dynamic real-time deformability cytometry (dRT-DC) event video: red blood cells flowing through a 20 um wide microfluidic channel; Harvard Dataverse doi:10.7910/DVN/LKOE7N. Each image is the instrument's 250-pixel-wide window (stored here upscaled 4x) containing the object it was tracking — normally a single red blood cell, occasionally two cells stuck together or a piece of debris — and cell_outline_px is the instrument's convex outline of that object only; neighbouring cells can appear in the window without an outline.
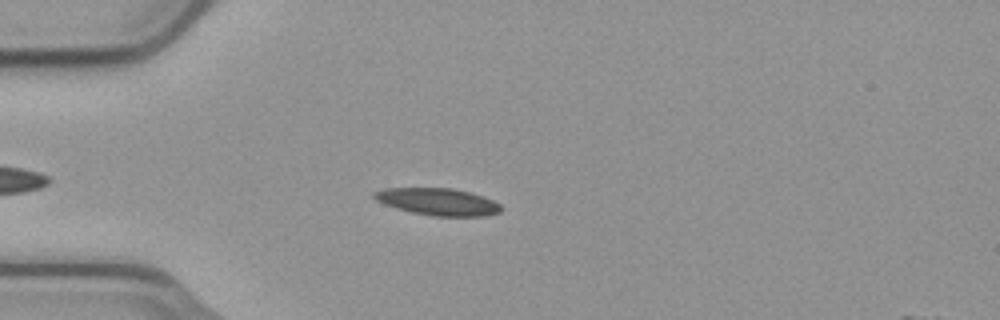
{"species": "common noctule bat (a hibernating species)", "species_latin": "Nyctalus noctula", "temperature_condition": "cold", "stored_images_in_passage": 49, "camera_frame_rate_fps": 3000, "um_per_image_px": 0.085, "animal": {"sex": "male", "body_mass_g": 23.1, "forearm_length_mm": 52.7}, "frame": {"image": 1, "passage_image": 9, "time_ms": 2.667, "image_size_px": [1000, 320], "cell_outline_px": [[500, 212], [484, 216], [432, 216], [412, 212], [396, 208], [384, 204], [376, 200], [372, 196], [372, 192], [384, 188], [452, 188], [468, 192], [492, 200], [500, 204]], "centroid_in_image_um": [37.16, 17.14], "position_along_channel_um": 47.8, "area_um2": 19.88}}
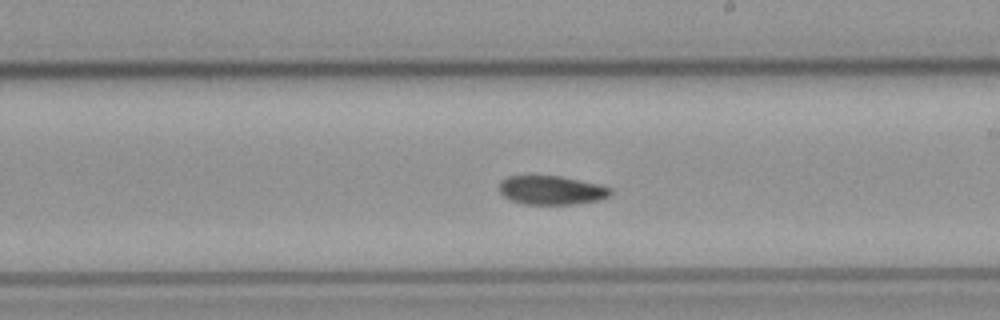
{"frame": {"image": 2, "passage_image": 26, "time_ms": 8.333, "image_size_px": [1000, 320], "cell_outline_px": [[612, 192], [608, 196], [600, 200], [572, 204], [524, 204], [512, 200], [504, 196], [496, 188], [500, 180], [508, 176], [560, 176], [596, 184], [612, 188]], "centroid_in_image_um": [46.82, 16.16], "position_along_channel_um": 242.2, "area_um2": 18.67}}
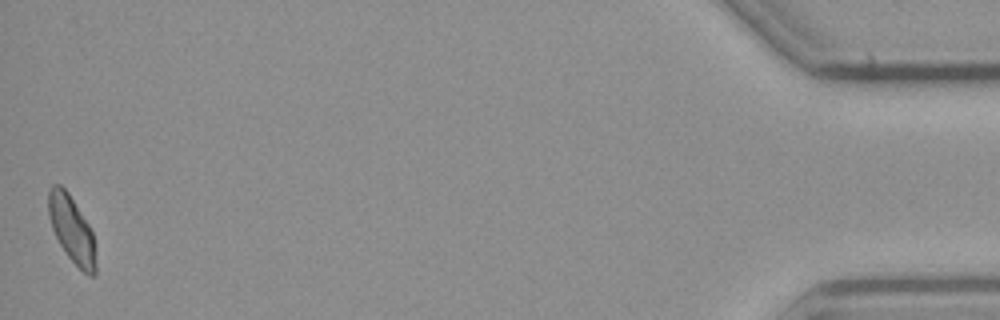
{"frame": {"image": 3, "passage_image": 49, "time_ms": 16.0, "image_size_px": [1000, 320], "cell_outline_px": [[96, 276], [88, 276], [68, 256], [60, 244], [52, 228], [48, 216], [48, 188], [52, 184], [60, 184], [68, 192], [88, 224], [92, 232], [96, 264]], "centroid_in_image_um": [6.08, 19.48], "position_along_channel_um": 429.1, "area_um2": 18.21}}